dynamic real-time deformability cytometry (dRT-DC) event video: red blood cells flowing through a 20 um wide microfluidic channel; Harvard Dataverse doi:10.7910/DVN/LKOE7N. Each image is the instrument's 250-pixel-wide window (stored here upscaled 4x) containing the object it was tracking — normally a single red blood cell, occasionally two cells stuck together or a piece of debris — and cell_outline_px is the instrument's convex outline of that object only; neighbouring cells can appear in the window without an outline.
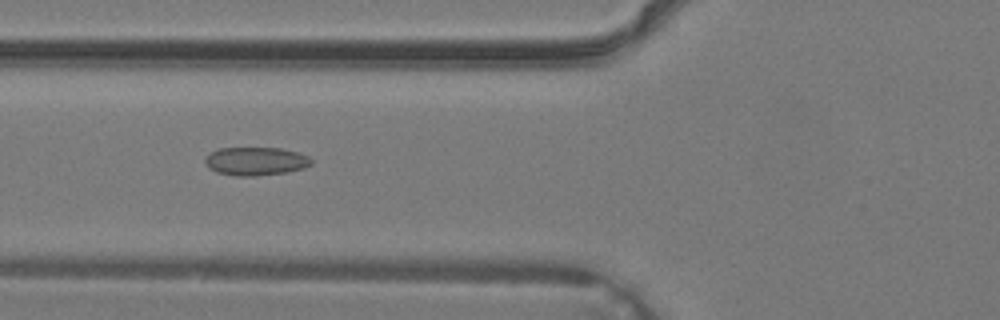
{"species": "common noctule bat (a hibernating species)", "species_latin": "Nyctalus noctula", "temperature_condition": "warm", "stored_images_in_passage": 33, "camera_frame_rate_fps": 3000, "um_per_image_px": 0.085, "animal": {"sex": "male", "body_mass_g": 19.2, "forearm_length_mm": 51.8}, "frame": {"image": 1, "passage_image": 10, "time_ms": 3.0, "image_size_px": [1000, 320], "cell_outline_px": [[312, 164], [304, 168], [288, 172], [256, 176], [236, 176], [216, 172], [208, 168], [204, 160], [212, 152], [220, 148], [280, 148], [296, 152], [308, 156], [312, 160]], "centroid_in_image_um": [21.75, 13.71], "position_along_channel_um": 104.1, "area_um2": 17.51}}
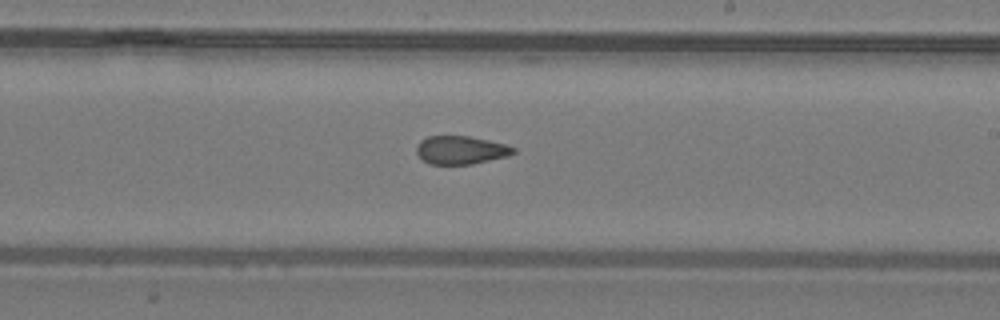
{"frame": {"image": 2, "passage_image": 18, "time_ms": 5.667, "image_size_px": [1000, 320], "cell_outline_px": [[516, 152], [508, 156], [472, 164], [428, 164], [416, 152], [416, 144], [420, 140], [428, 136], [468, 136], [488, 140], [504, 144], [516, 148]], "centroid_in_image_um": [39.16, 12.75], "position_along_channel_um": 249.8, "area_um2": 15.95}}
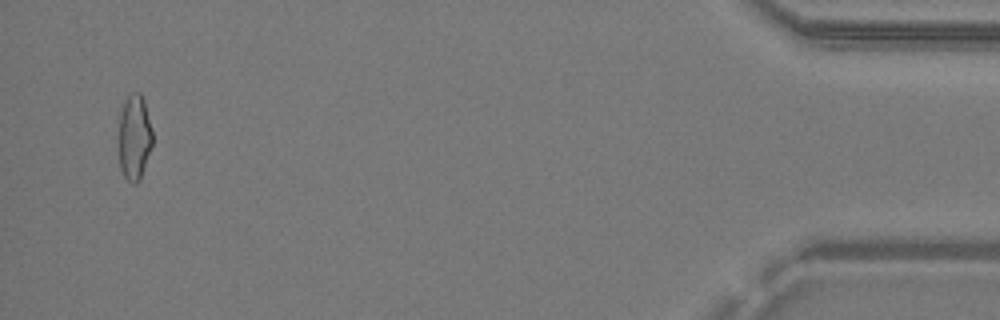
{"frame": {"image": 3, "passage_image": 32, "time_ms": 10.333, "image_size_px": [1000, 320], "cell_outline_px": [[152, 144], [140, 180], [136, 184], [132, 184], [124, 176], [120, 168], [120, 112], [128, 96], [132, 92], [140, 92], [144, 100], [152, 128]], "centroid_in_image_um": [11.44, 11.67], "position_along_channel_um": 423.8, "area_um2": 16.59}}